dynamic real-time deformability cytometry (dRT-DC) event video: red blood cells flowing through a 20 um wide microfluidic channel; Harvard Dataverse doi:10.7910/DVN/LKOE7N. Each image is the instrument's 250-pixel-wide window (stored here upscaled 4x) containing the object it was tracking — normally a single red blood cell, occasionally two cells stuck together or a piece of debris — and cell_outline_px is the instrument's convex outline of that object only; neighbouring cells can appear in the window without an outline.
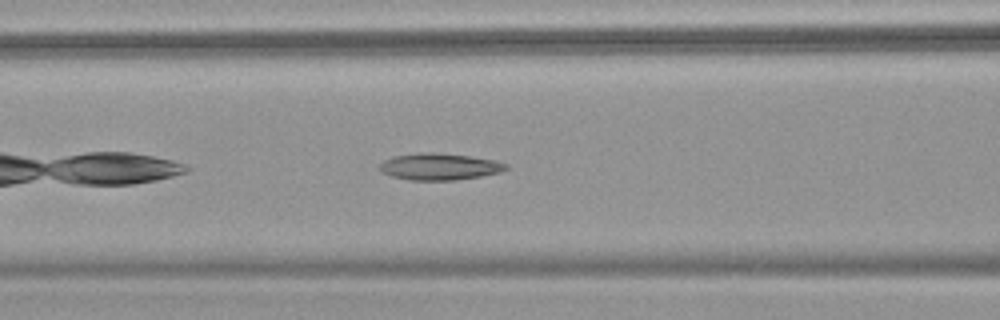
{"species": "common noctule bat (a hibernating species)", "species_latin": "Nyctalus noctula", "temperature_condition": "warm", "stored_images_in_passage": 38, "camera_frame_rate_fps": 3000, "um_per_image_px": 0.085, "animal": {"sex": "female", "body_mass_g": 18.4}, "frame": {"image": 1, "passage_image": 7, "time_ms": 2.0, "image_size_px": [1000, 320], "cell_outline_px": [[508, 168], [500, 172], [480, 176], [456, 180], [408, 180], [392, 176], [380, 172], [380, 164], [384, 160], [392, 156], [420, 152], [436, 152], [468, 156], [496, 160], [508, 164]], "centroid_in_image_um": [37.34, 14.16], "position_along_channel_um": 129.3, "area_um2": 19.77}}
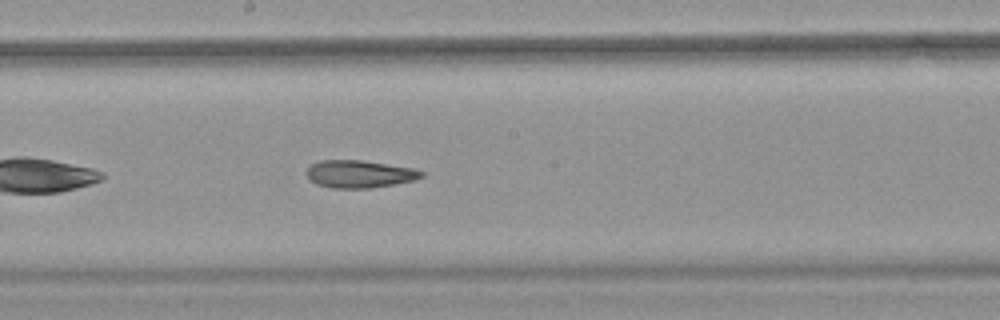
{"frame": {"image": 2, "passage_image": 14, "time_ms": 4.333, "image_size_px": [1000, 320], "cell_outline_px": [[424, 176], [416, 180], [372, 188], [332, 188], [316, 184], [308, 180], [308, 168], [312, 164], [320, 160], [364, 160], [412, 168], [424, 172]], "centroid_in_image_um": [30.57, 14.79], "position_along_channel_um": 217.6, "area_um2": 18.5}}
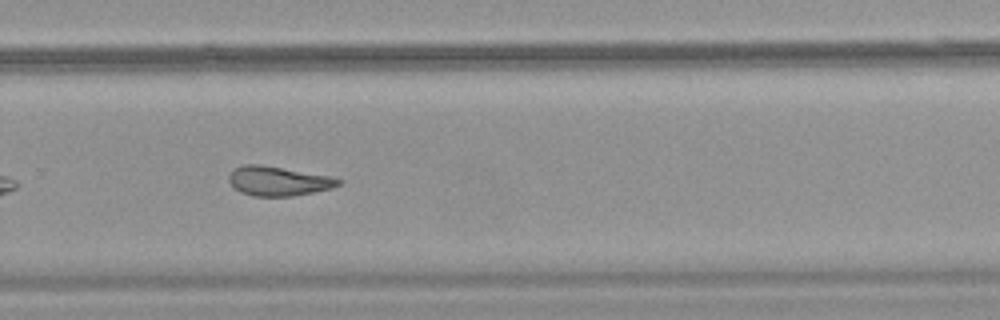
{"frame": {"image": 3, "passage_image": 21, "time_ms": 6.667, "image_size_px": [1000, 320], "cell_outline_px": [[344, 180], [340, 184], [332, 188], [292, 196], [252, 196], [240, 192], [228, 180], [228, 176], [236, 168], [244, 164], [260, 164], [332, 176]], "centroid_in_image_um": [23.69, 15.38], "position_along_channel_um": 306.1, "area_um2": 18.73}, "authors_computed_cell_mechanics": {"area_um2": 19.363, "velocity_mm_per_s": 3.8046, "shape_relaxation_time_tau1_ms": null, "shape_relaxation_time_tau2_ms": 4.2467, "deformation_change_tau1": null, "deformation_change_tau2": 0.1315}}